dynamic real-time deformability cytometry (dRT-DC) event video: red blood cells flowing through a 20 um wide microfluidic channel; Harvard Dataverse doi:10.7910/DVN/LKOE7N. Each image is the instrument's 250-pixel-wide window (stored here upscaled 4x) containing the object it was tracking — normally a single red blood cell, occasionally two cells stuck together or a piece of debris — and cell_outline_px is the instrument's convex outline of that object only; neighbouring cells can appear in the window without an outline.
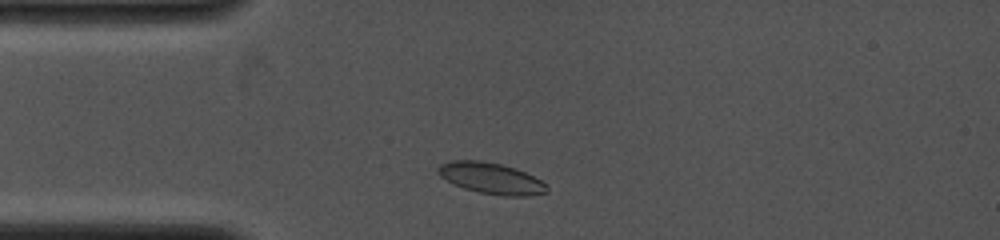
{"species": "common noctule bat (a hibernating species)", "species_latin": "Nyctalus noctula", "temperature_condition": "cold", "stored_images_in_passage": 28, "camera_frame_rate_fps": 4000, "um_per_image_px": 0.085, "animal": {"sex": "female", "body_mass_g": 19.0, "forearm_length_mm": 53.3}, "frame": {"image": 1, "passage_image": 3, "time_ms": 0.5, "image_size_px": [1000, 240], "cell_outline_px": [[548, 192], [528, 196], [504, 196], [480, 192], [464, 188], [440, 176], [436, 172], [436, 168], [440, 164], [452, 160], [480, 160], [500, 164], [516, 168], [548, 184]], "centroid_in_image_um": [41.76, 15.15], "position_along_channel_um": 43.2, "area_um2": 19.71}}
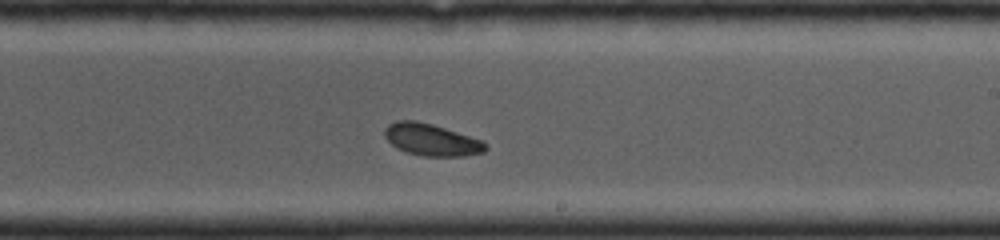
{"frame": {"image": 2, "passage_image": 18, "time_ms": 5.75, "image_size_px": [1000, 240], "cell_outline_px": [[488, 148], [484, 152], [464, 156], [420, 156], [404, 152], [396, 148], [384, 136], [384, 128], [388, 124], [396, 120], [416, 120], [432, 124], [484, 140], [488, 144]], "centroid_in_image_um": [36.68, 11.88], "position_along_channel_um": 252.3, "area_um2": 19.13}}
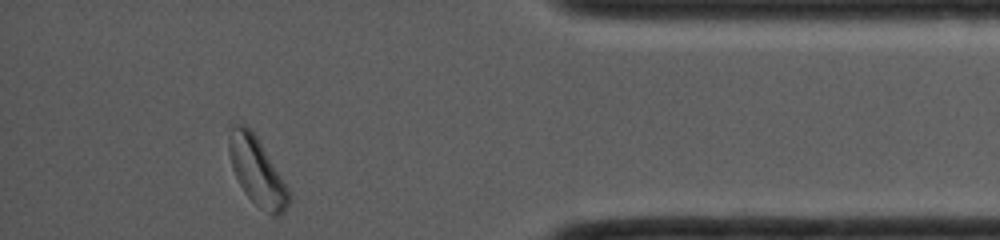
{"frame": {"image": 3, "passage_image": 28, "time_ms": 10.0, "image_size_px": [1000, 240], "cell_outline_px": [[292, 200], [284, 212], [280, 216], [272, 216], [260, 208], [244, 192], [232, 168], [228, 152], [228, 136], [232, 128], [236, 124], [244, 124], [256, 136], [288, 188], [292, 196]], "centroid_in_image_um": [21.86, 14.61], "position_along_channel_um": 413.3, "area_um2": 23.41}}